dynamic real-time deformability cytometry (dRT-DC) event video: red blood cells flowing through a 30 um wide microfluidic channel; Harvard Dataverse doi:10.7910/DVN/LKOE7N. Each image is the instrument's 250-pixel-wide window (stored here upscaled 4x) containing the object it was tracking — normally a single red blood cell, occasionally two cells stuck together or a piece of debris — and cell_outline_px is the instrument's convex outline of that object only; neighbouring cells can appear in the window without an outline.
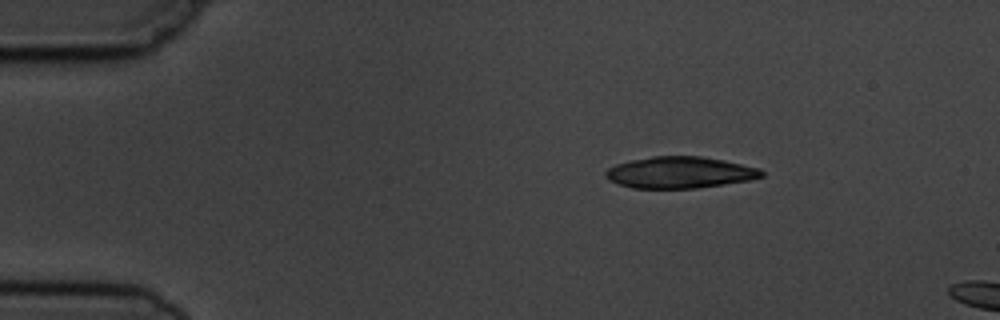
{"species": "common noctule bat (a hibernating species)", "species_latin": "Nyctalus noctula", "temperature_condition": "cold", "stored_images_in_passage": 2, "camera_frame_rate_fps": 3000, "um_per_image_px": 0.085, "animal": {"sex": "male", "body_mass_g": 19.5, "forearm_length_mm": 54.6}, "frame": {"image": 1, "passage_image": 1, "time_ms": 0.0, "image_size_px": [1000, 320], "cell_outline_px": [[764, 176], [748, 180], [696, 188], [632, 188], [608, 180], [604, 176], [604, 172], [608, 168], [616, 164], [632, 160], [652, 156], [700, 156], [724, 160], [760, 168], [764, 172]], "centroid_in_image_um": [57.77, 14.65], "position_along_channel_um": 27.2, "area_um2": 28.55}}